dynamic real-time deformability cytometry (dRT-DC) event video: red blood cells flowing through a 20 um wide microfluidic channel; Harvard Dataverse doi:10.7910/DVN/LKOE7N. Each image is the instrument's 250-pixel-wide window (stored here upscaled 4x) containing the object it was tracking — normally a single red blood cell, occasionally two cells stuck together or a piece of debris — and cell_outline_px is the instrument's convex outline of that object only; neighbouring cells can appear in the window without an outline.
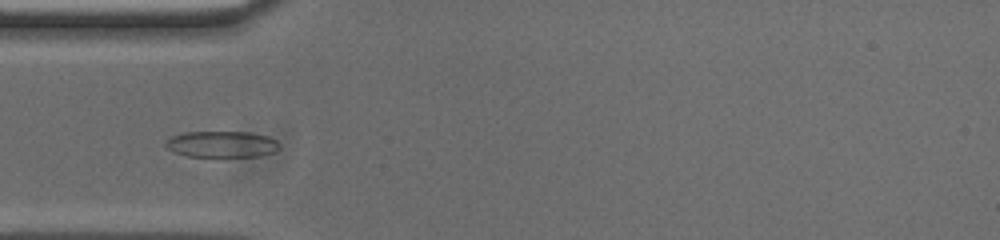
{"species": "common noctule bat (a hibernating species)", "species_latin": "Nyctalus noctula", "temperature_condition": "cold", "stored_images_in_passage": 46, "camera_frame_rate_fps": 3000, "um_per_image_px": 0.085, "animal": {"sex": "male", "body_mass_g": 20.0, "forearm_length_mm": 53.3}, "frame": {"image": 1, "passage_image": 12, "time_ms": 3.667, "image_size_px": [1000, 240], "cell_outline_px": [[276, 148], [272, 152], [260, 156], [188, 156], [172, 152], [164, 144], [172, 136], [184, 132], [252, 132], [268, 136], [276, 140]], "centroid_in_image_um": [18.8, 12.25], "position_along_channel_um": 66.2, "area_um2": 17.17}}
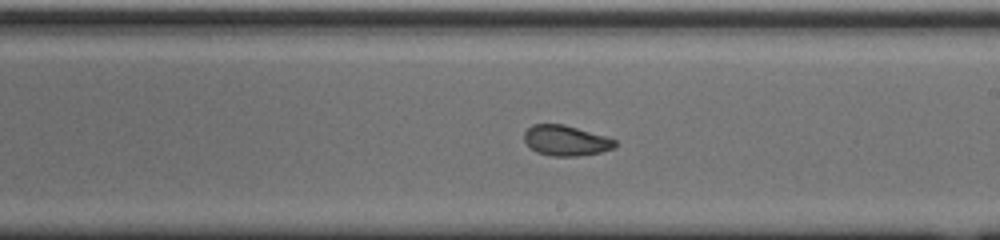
{"frame": {"image": 2, "passage_image": 26, "time_ms": 8.333, "image_size_px": [1000, 240], "cell_outline_px": [[616, 148], [600, 152], [576, 156], [552, 156], [536, 152], [524, 140], [524, 132], [532, 124], [564, 124], [604, 136], [616, 140]], "centroid_in_image_um": [48.09, 11.94], "position_along_channel_um": 240.9, "area_um2": 15.95}}
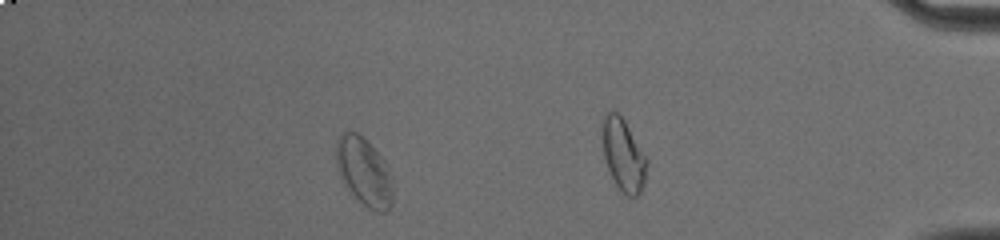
{"frame": {"image": 3, "passage_image": 39, "time_ms": 12.667, "image_size_px": [1000, 240], "cell_outline_px": [[392, 204], [384, 212], [376, 212], [360, 204], [344, 184], [336, 168], [336, 140], [344, 132], [356, 132], [388, 164], [392, 176]], "centroid_in_image_um": [30.94, 14.64], "position_along_channel_um": 404.3, "area_um2": 22.48}, "authors_computed_cell_mechanics": {"area_um2": 16.7331, "velocity_mm_per_s": 3.733, "shape_relaxation_time_tau1_ms": 5.1918, "shape_relaxation_time_tau2_ms": 1.6688, "deformation_change_tau1": 0.1684, "deformation_change_tau2": 0.0697}}